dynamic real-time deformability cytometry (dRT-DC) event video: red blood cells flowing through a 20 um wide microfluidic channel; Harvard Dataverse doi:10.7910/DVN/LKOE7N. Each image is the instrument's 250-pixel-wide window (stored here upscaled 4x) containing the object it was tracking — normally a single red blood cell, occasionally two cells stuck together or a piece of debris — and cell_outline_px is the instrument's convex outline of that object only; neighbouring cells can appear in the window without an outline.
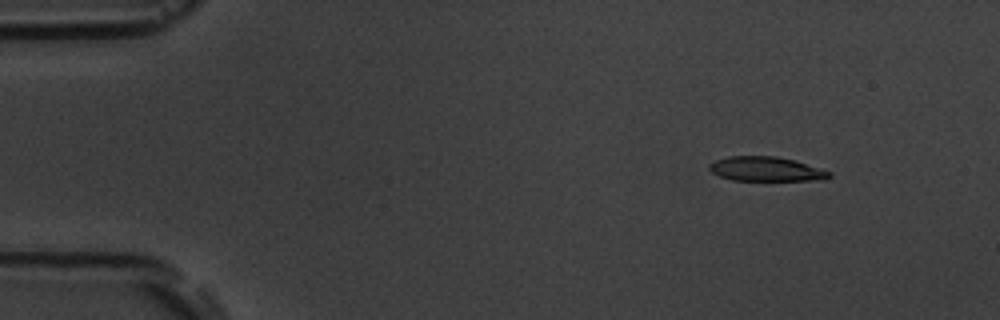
{"species": "common noctule bat (a hibernating species)", "species_latin": "Nyctalus noctula", "temperature_condition": "room temperature", "stored_images_in_passage": 5, "camera_frame_rate_fps": 3000, "um_per_image_px": 0.085, "animal": {"sex": "male", "body_mass_g": 19.5, "forearm_length_mm": 54.6}, "frame": {"image": 1, "passage_image": 2, "time_ms": 1.333, "image_size_px": [1000, 320], "cell_outline_px": [[832, 176], [824, 180], [732, 180], [720, 176], [712, 172], [708, 168], [708, 164], [716, 160], [728, 156], [776, 156], [796, 160], [832, 172]], "centroid_in_image_um": [65.14, 14.36], "position_along_channel_um": 19.9, "area_um2": 17.17}}
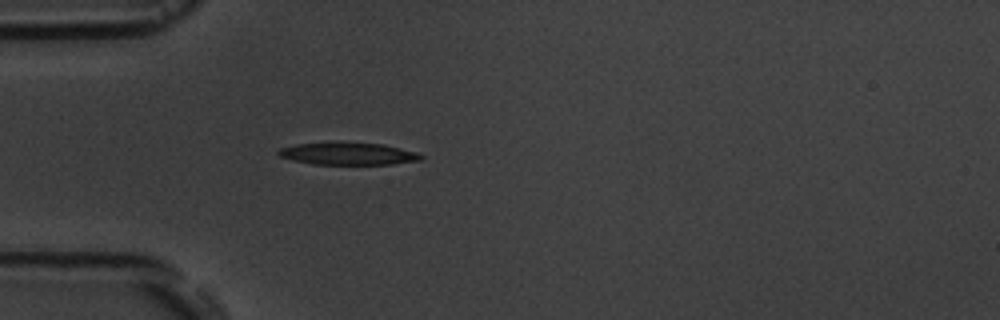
{"frame": {"image": 2, "passage_image": 5, "time_ms": 4.667, "image_size_px": [1000, 320], "cell_outline_px": [[424, 156], [420, 160], [392, 164], [312, 164], [292, 160], [280, 156], [276, 152], [280, 148], [296, 144], [384, 144], [416, 152]], "centroid_in_image_um": [29.6, 13.09], "position_along_channel_um": 55.4, "area_um2": 17.8}}